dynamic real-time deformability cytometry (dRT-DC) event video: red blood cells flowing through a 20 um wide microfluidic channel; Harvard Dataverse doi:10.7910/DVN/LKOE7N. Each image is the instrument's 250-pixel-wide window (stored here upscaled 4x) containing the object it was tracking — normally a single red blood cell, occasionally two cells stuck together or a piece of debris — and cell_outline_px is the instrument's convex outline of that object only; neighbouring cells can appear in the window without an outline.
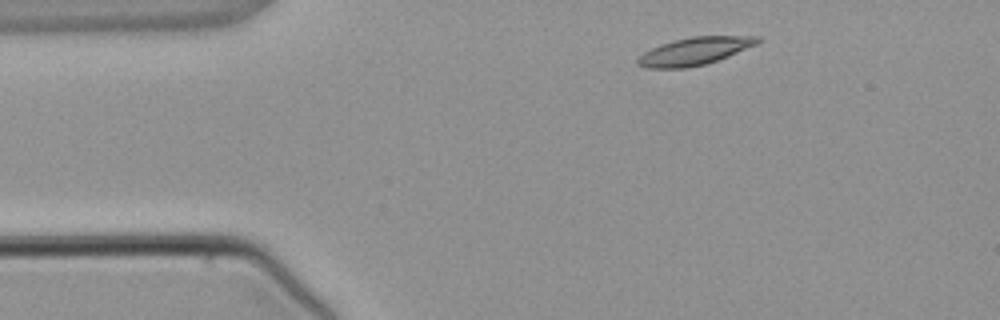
{"species": "common noctule bat (a hibernating species)", "species_latin": "Nyctalus noctula", "temperature_condition": "warm", "stored_images_in_passage": 2, "camera_frame_rate_fps": 3000, "um_per_image_px": 0.085, "animal": {"sex": "male", "body_mass_g": 21.5, "forearm_length_mm": 52.0}, "frame": {"image": 1, "passage_image": 1, "time_ms": 0.0, "image_size_px": [1000, 320], "cell_outline_px": [[764, 40], [756, 44], [728, 56], [704, 64], [688, 68], [648, 68], [636, 64], [636, 60], [644, 52], [660, 44], [692, 36], [760, 36]], "centroid_in_image_um": [59.05, 4.34], "position_along_channel_um": 26.0, "area_um2": 19.13}}